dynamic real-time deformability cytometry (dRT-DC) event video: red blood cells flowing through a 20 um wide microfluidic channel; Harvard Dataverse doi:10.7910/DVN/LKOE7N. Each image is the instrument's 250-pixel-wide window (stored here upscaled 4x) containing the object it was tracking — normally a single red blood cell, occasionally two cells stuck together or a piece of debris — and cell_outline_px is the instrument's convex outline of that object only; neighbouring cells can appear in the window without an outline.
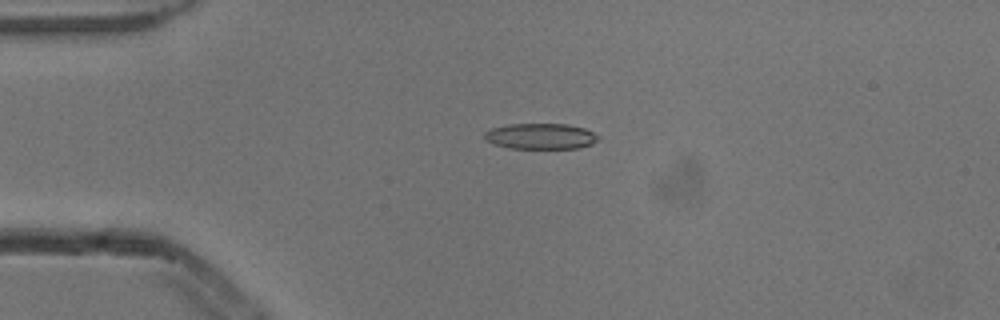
{"species": "common noctule bat (a hibernating species)", "species_latin": "Nyctalus noctula", "temperature_condition": "cold", "stored_images_in_passage": 6, "camera_frame_rate_fps": 3000, "um_per_image_px": 0.085, "animal": {"sex": "male", "body_mass_g": 13.3}, "frame": {"image": 1, "passage_image": 4, "time_ms": 1.0, "image_size_px": [1000, 320], "cell_outline_px": [[600, 140], [592, 144], [580, 148], [508, 148], [492, 144], [484, 140], [484, 132], [492, 128], [508, 124], [564, 124], [584, 128], [600, 136]], "centroid_in_image_um": [45.94, 11.59], "position_along_channel_um": 39.1, "area_um2": 17.22}}
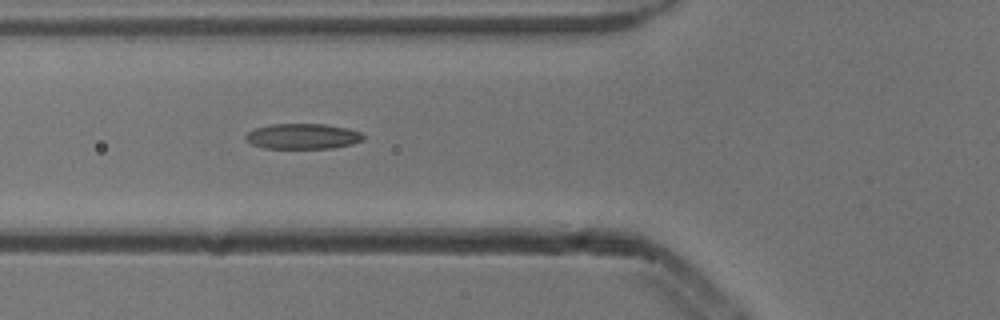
{"frame": {"image": 2, "passage_image": 6, "time_ms": 1.667, "image_size_px": [1000, 320], "cell_outline_px": [[364, 140], [352, 144], [336, 148], [264, 148], [252, 144], [244, 136], [248, 132], [256, 128], [272, 124], [324, 124], [348, 128], [360, 132], [364, 136]], "centroid_in_image_um": [25.77, 11.59], "position_along_channel_um": 100.0, "area_um2": 17.4}}